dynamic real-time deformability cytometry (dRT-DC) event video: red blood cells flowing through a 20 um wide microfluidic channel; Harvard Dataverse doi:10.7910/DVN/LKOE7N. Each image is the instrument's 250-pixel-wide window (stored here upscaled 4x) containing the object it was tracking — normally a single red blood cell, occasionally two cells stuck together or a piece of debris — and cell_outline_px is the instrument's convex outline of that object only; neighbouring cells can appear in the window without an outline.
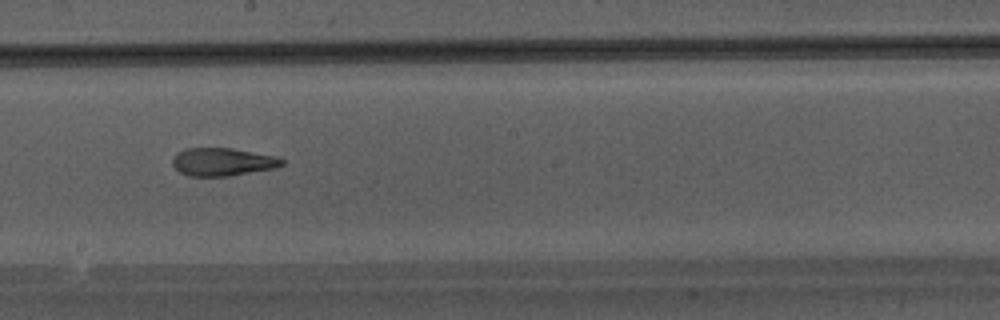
{"species": "Egyptian fruit bat (a non-hibernating species)", "species_latin": "Rousettus aegyptiacus", "temperature_condition": "warm", "stored_images_in_passage": 35, "camera_frame_rate_fps": 3000, "um_per_image_px": 0.085, "animal": {"sex": "male"}, "frame": {"image": 1, "passage_image": 16, "time_ms": 5.0, "image_size_px": [1000, 320], "cell_outline_px": [[284, 164], [276, 168], [228, 176], [188, 176], [180, 172], [172, 164], [172, 160], [176, 152], [184, 148], [232, 148], [276, 156], [284, 160]], "centroid_in_image_um": [18.91, 13.75], "position_along_channel_um": 229.3, "area_um2": 17.92}}